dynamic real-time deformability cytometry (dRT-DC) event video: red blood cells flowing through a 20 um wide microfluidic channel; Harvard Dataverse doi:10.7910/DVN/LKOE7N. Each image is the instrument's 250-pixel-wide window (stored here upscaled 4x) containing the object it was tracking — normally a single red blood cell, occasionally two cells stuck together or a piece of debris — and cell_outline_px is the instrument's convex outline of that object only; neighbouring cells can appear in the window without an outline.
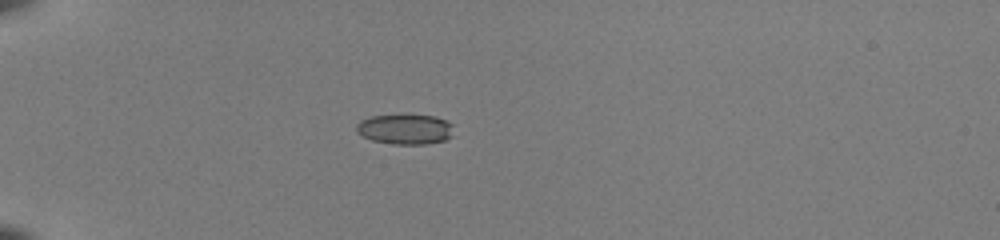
{"species": "common noctule bat (a hibernating species)", "species_latin": "Nyctalus noctula", "temperature_condition": "room temperature", "stored_images_in_passage": 37, "camera_frame_rate_fps": 3000, "um_per_image_px": 0.085, "animal": {"sex": "female", "body_mass_g": 22.0, "forearm_length_mm": 56.7}, "frame": {"image": 1, "passage_image": 1, "time_ms": 0.0, "image_size_px": [1000, 240], "cell_outline_px": [[456, 124], [452, 136], [444, 140], [428, 144], [392, 144], [372, 140], [356, 132], [356, 124], [360, 120], [372, 116], [436, 116], [448, 120]], "centroid_in_image_um": [34.51, 10.99], "position_along_channel_um": 50.5, "area_um2": 17.17}}
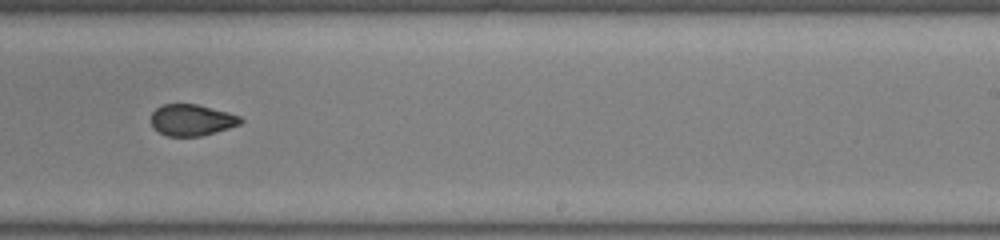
{"frame": {"image": 2, "passage_image": 20, "time_ms": 6.333, "image_size_px": [1000, 240], "cell_outline_px": [[244, 120], [240, 124], [216, 132], [200, 136], [168, 136], [152, 128], [152, 112], [156, 108], [164, 104], [196, 104], [228, 112], [240, 116]], "centroid_in_image_um": [16.3, 10.2], "position_along_channel_um": 272.7, "area_um2": 16.3}}
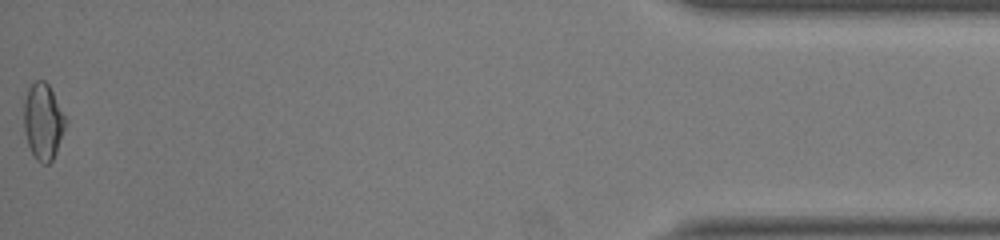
{"frame": {"image": 3, "passage_image": 37, "time_ms": 12.0, "image_size_px": [1000, 240], "cell_outline_px": [[68, 120], [56, 152], [52, 160], [48, 164], [40, 164], [36, 160], [28, 144], [24, 132], [24, 100], [28, 88], [36, 80], [44, 80], [48, 84]], "centroid_in_image_um": [3.67, 10.34], "position_along_channel_um": 431.5, "area_um2": 18.61}, "authors_computed_cell_mechanics": {"area_um2": 17.5134, "velocity_mm_per_s": 4.0364, "shape_relaxation_time_tau1_ms": 8.1375, "shape_relaxation_time_tau2_ms": 1.257, "deformation_change_tau1": 0.171, "deformation_change_tau2": 0.069}}